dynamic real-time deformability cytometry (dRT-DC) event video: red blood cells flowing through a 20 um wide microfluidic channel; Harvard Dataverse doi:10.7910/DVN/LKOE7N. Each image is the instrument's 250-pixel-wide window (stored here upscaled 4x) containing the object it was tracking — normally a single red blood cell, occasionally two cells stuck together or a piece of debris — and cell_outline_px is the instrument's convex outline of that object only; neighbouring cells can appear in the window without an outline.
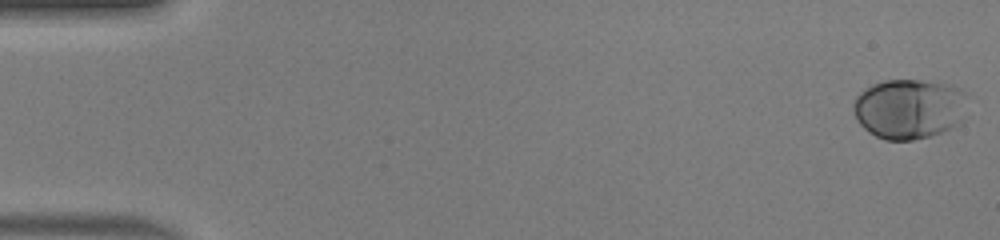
{"species": "human", "species_latin": "Homo sapiens", "temperature_condition": "warm", "stored_images_in_passage": 49, "camera_frame_rate_fps": 3000, "um_per_image_px": 0.085, "donor": {"sex": "male"}, "frame": {"image": 1, "passage_image": 1, "time_ms": 0.0, "image_size_px": [1000, 240], "cell_outline_px": [[968, 96], [964, 120], [960, 124], [952, 128], [928, 136], [912, 140], [884, 140], [868, 132], [860, 124], [852, 108], [852, 104], [856, 96], [860, 92], [872, 84], [884, 80], [920, 80], [952, 84], [968, 92]], "centroid_in_image_um": [77.33, 9.23], "position_along_channel_um": 7.7, "area_um2": 40.63}}
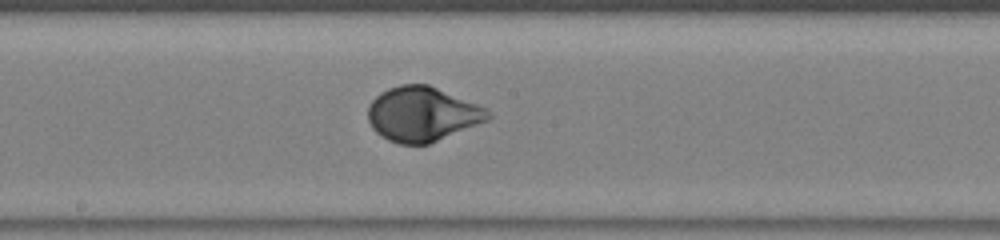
{"frame": {"image": 2, "passage_image": 27, "time_ms": 8.667, "image_size_px": [1000, 240], "cell_outline_px": [[492, 116], [488, 120], [428, 144], [400, 144], [388, 140], [376, 132], [372, 128], [368, 120], [368, 104], [380, 92], [388, 88], [400, 84], [428, 84], [476, 104], [484, 108]], "centroid_in_image_um": [35.84, 9.69], "position_along_channel_um": 212.4, "area_um2": 37.86}}
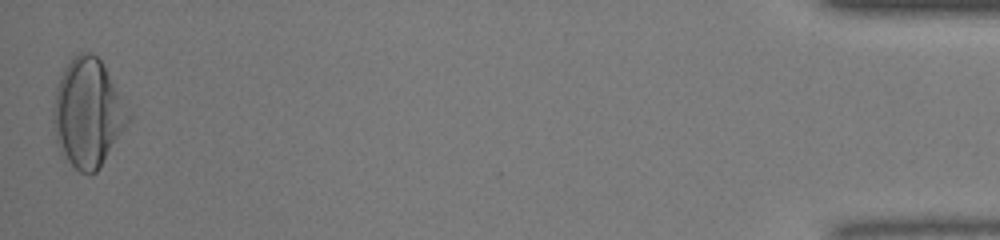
{"frame": {"image": 3, "passage_image": 49, "time_ms": 16.0, "image_size_px": [1000, 240], "cell_outline_px": [[132, 116], [96, 172], [88, 176], [80, 172], [60, 156], [52, 124], [52, 108], [56, 88], [60, 76], [68, 60], [76, 52], [92, 52], [100, 60]], "centroid_in_image_um": [7.4, 9.61], "position_along_channel_um": 427.8, "area_um2": 47.4}, "authors_computed_cell_mechanics": {"area_um2": 37.7434, "velocity_mm_per_s": 4.1872, "shape_relaxation_time_tau1_ms": 2.7686, "shape_relaxation_time_tau2_ms": null, "deformation_change_tau1": 0.1578, "deformation_change_tau2": null}}